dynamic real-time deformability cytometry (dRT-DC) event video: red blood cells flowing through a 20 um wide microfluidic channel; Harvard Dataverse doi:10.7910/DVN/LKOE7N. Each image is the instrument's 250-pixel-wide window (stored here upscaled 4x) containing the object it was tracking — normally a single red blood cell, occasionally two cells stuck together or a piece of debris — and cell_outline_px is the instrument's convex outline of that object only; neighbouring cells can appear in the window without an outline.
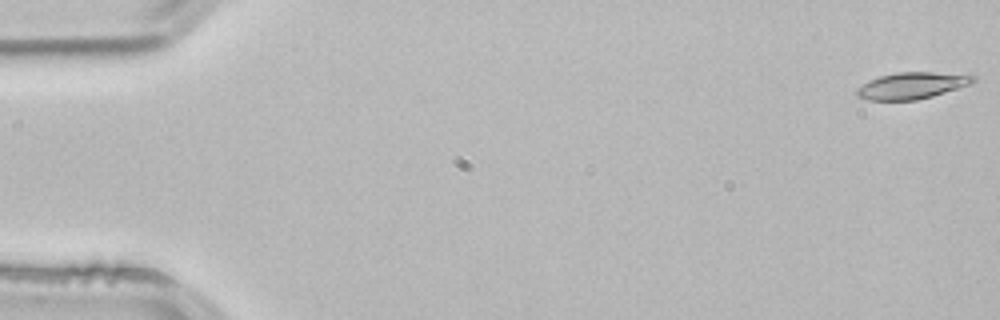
{"species": "common noctule bat (a hibernating species)", "species_latin": "Nyctalus noctula", "temperature_condition": "room temperature", "stored_images_in_passage": 4, "camera_frame_rate_fps": 3000, "um_per_image_px": 0.085, "animal": {"sex": "male", "body_mass_g": 21.5, "forearm_length_mm": 52.0}, "frame": {"image": 1, "passage_image": 1, "time_ms": 0.0, "image_size_px": [1000, 320], "cell_outline_px": [[976, 80], [968, 84], [932, 96], [916, 100], [868, 100], [856, 96], [856, 88], [868, 80], [880, 76], [896, 72], [972, 72], [976, 76]], "centroid_in_image_um": [77.55, 7.24], "position_along_channel_um": 7.4, "area_um2": 18.38}}
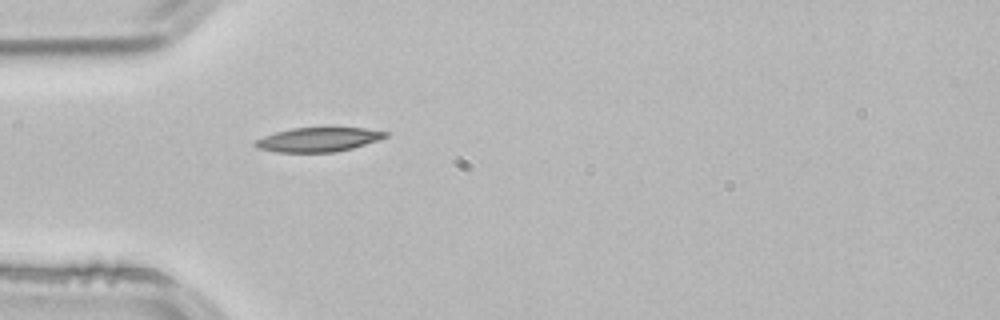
{"frame": {"image": 2, "passage_image": 4, "time_ms": 1.0, "image_size_px": [1000, 320], "cell_outline_px": [[388, 136], [352, 148], [336, 152], [276, 152], [256, 148], [252, 144], [256, 140], [264, 136], [276, 132], [292, 128], [364, 128], [388, 132]], "centroid_in_image_um": [27.01, 11.87], "position_along_channel_um": 58.0, "area_um2": 18.21}}